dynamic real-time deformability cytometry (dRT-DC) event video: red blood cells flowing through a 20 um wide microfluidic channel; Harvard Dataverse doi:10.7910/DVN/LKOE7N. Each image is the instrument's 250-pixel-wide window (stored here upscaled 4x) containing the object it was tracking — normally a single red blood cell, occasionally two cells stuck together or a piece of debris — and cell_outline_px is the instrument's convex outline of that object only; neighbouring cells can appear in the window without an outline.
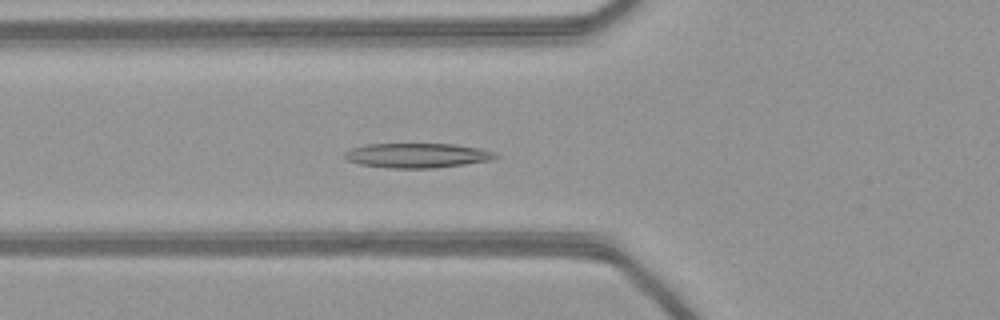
{"species": "common noctule bat (a hibernating species)", "species_latin": "Nyctalus noctula", "temperature_condition": "warm", "stored_images_in_passage": 52, "camera_frame_rate_fps": 3000, "um_per_image_px": 0.085, "animal": {"sex": "female", "body_mass_g": 21.9}, "frame": {"image": 1, "passage_image": 20, "time_ms": 6.333, "image_size_px": [1000, 320], "cell_outline_px": [[500, 156], [492, 160], [436, 168], [388, 168], [360, 164], [348, 160], [344, 156], [344, 152], [352, 148], [368, 144], [452, 144], [480, 148], [496, 152]], "centroid_in_image_um": [35.5, 13.21], "position_along_channel_um": 90.3, "area_um2": 21.68}}
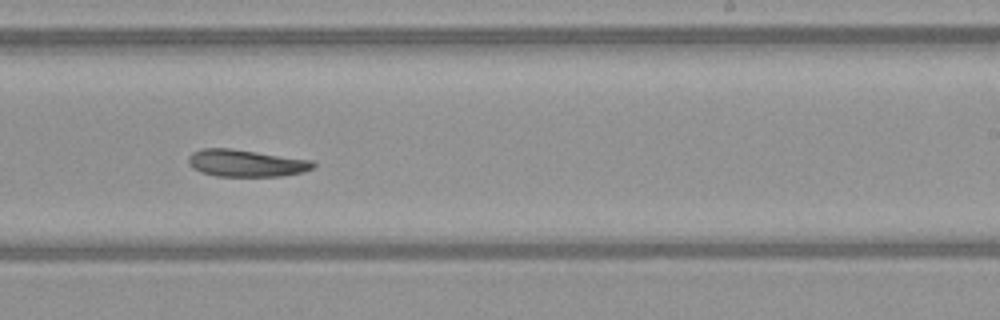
{"frame": {"image": 2, "passage_image": 33, "time_ms": 10.667, "image_size_px": [1000, 320], "cell_outline_px": [[316, 164], [312, 168], [304, 172], [280, 176], [216, 176], [200, 172], [192, 168], [188, 164], [188, 156], [192, 152], [200, 148], [228, 148], [312, 160]], "centroid_in_image_um": [20.86, 13.87], "position_along_channel_um": 268.1, "area_um2": 19.71}}
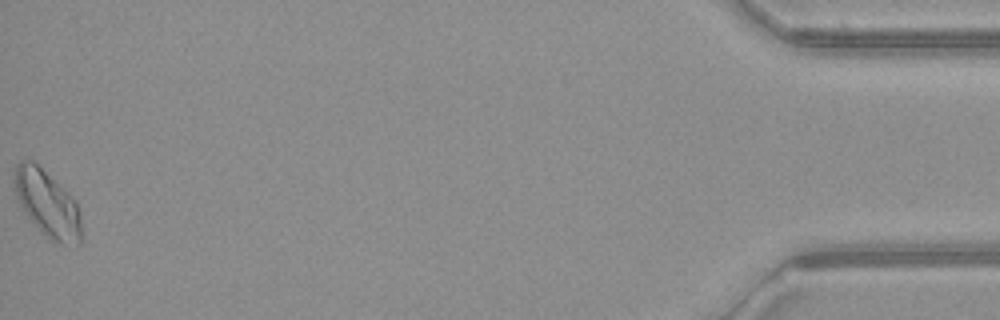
{"frame": {"image": 3, "passage_image": 52, "time_ms": 17.0, "image_size_px": [1000, 320], "cell_outline_px": [[80, 244], [60, 244], [52, 240], [40, 232], [16, 200], [16, 164], [20, 160], [32, 160], [76, 200], [80, 216]], "centroid_in_image_um": [4.03, 17.34], "position_along_channel_um": 431.2, "area_um2": 25.37}}